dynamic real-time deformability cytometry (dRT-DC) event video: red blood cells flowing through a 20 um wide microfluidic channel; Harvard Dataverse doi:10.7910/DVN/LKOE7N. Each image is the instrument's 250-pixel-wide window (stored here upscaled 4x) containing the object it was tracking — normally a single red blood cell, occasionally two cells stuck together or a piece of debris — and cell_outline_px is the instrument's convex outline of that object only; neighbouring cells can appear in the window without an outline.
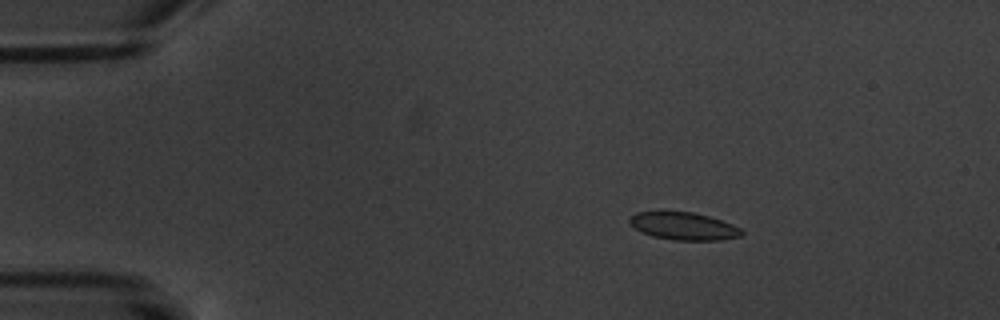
{"species": "common noctule bat (a hibernating species)", "species_latin": "Nyctalus noctula", "temperature_condition": "warm", "stored_images_in_passage": 16, "camera_frame_rate_fps": 3000, "um_per_image_px": 0.085, "animal": {"sex": "male", "body_mass_g": 20.1, "forearm_length_mm": 53.5}, "frame": {"image": 1, "passage_image": 3, "time_ms": 3.0, "image_size_px": [1000, 320], "cell_outline_px": [[744, 232], [740, 236], [724, 240], [672, 240], [652, 236], [640, 232], [628, 220], [636, 212], [692, 212], [708, 216], [732, 224], [740, 228]], "centroid_in_image_um": [58.13, 19.23], "position_along_channel_um": 26.9, "area_um2": 17.86}}
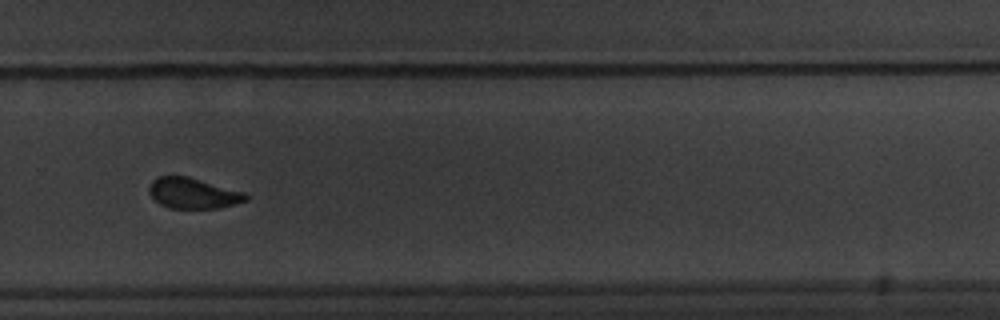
{"frame": {"image": 2, "passage_image": 11, "time_ms": 13.333, "image_size_px": [1000, 320], "cell_outline_px": [[248, 200], [220, 208], [168, 208], [160, 204], [148, 192], [148, 188], [152, 180], [156, 176], [188, 176], [244, 192], [248, 196]], "centroid_in_image_um": [16.39, 16.42], "position_along_channel_um": 313.4, "area_um2": 17.28}}
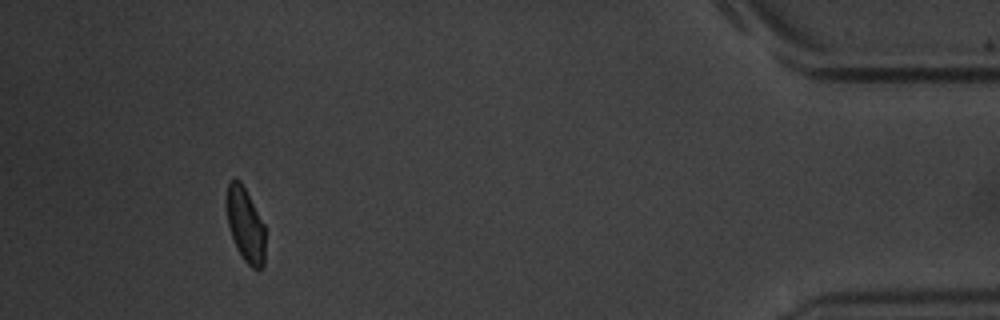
{"frame": {"image": 3, "passage_image": 15, "time_ms": 18.0, "image_size_px": [1000, 320], "cell_outline_px": [[264, 268], [252, 268], [244, 260], [236, 248], [232, 240], [228, 224], [224, 200], [228, 180], [240, 180], [264, 224]], "centroid_in_image_um": [20.81, 19.09], "position_along_channel_um": 414.4, "area_um2": 16.94}, "authors_computed_cell_mechanics": {"area_um2": 17.9469, "velocity_mm_per_s": 3.4323, "shape_relaxation_time_tau1_ms": 1.7981, "shape_relaxation_time_tau2_ms": null, "deformation_change_tau1": 0.078, "deformation_change_tau2": null}}